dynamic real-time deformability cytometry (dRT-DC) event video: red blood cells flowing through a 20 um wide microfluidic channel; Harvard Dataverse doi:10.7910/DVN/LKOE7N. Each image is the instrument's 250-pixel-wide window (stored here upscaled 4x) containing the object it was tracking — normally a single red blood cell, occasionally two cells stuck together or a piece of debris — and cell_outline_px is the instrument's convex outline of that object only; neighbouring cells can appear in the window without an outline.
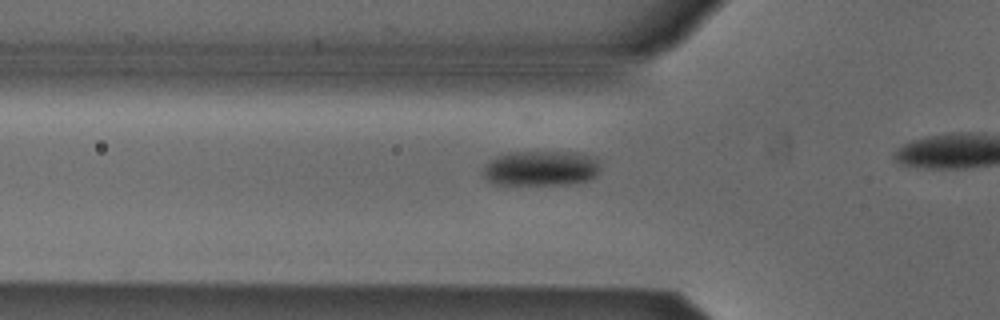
{"species": "Egyptian fruit bat (a non-hibernating species)", "species_latin": "Rousettus aegyptiacus", "temperature_condition": "cold", "stored_images_in_passage": 19, "camera_frame_rate_fps": 3000, "um_per_image_px": 0.085, "animal": {"sex": "male"}, "frame": {"image": 1, "passage_image": 14, "time_ms": 4.333, "image_size_px": [1000, 320], "cell_outline_px": [[600, 172], [592, 180], [576, 184], [496, 184], [488, 180], [484, 176], [484, 168], [496, 156], [508, 152], [572, 152], [592, 156], [600, 160]], "centroid_in_image_um": [46.08, 14.31], "position_along_channel_um": 79.7, "area_um2": 24.16}}